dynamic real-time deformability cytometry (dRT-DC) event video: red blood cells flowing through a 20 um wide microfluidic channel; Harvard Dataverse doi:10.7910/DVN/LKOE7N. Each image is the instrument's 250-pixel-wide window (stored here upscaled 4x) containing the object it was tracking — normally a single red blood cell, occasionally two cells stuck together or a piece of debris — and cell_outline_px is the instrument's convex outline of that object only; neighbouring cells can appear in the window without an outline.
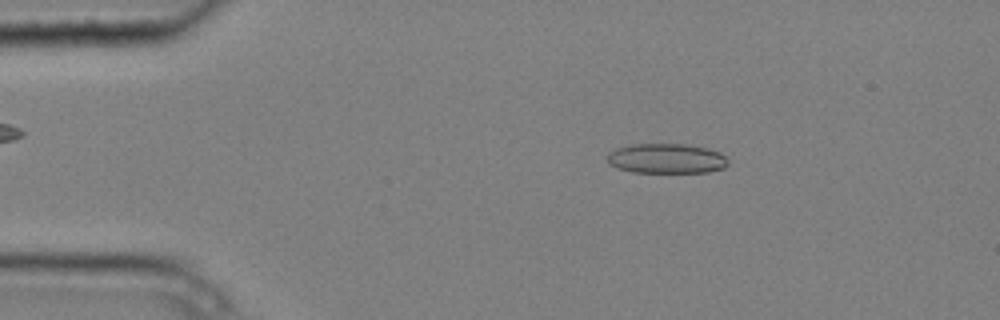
{"species": "common noctule bat (a hibernating species)", "species_latin": "Nyctalus noctula", "temperature_condition": "cold", "stored_images_in_passage": 3, "camera_frame_rate_fps": 3000, "um_per_image_px": 0.085, "animal": {"sex": "male", "body_mass_g": 20.4}, "frame": {"image": 1, "passage_image": 2, "time_ms": 0.333, "image_size_px": [1000, 320], "cell_outline_px": [[728, 164], [724, 168], [708, 172], [632, 172], [616, 168], [608, 164], [608, 152], [616, 148], [632, 144], [688, 144], [708, 148], [720, 152], [728, 160]], "centroid_in_image_um": [56.64, 13.47], "position_along_channel_um": 28.4, "area_um2": 21.21}}